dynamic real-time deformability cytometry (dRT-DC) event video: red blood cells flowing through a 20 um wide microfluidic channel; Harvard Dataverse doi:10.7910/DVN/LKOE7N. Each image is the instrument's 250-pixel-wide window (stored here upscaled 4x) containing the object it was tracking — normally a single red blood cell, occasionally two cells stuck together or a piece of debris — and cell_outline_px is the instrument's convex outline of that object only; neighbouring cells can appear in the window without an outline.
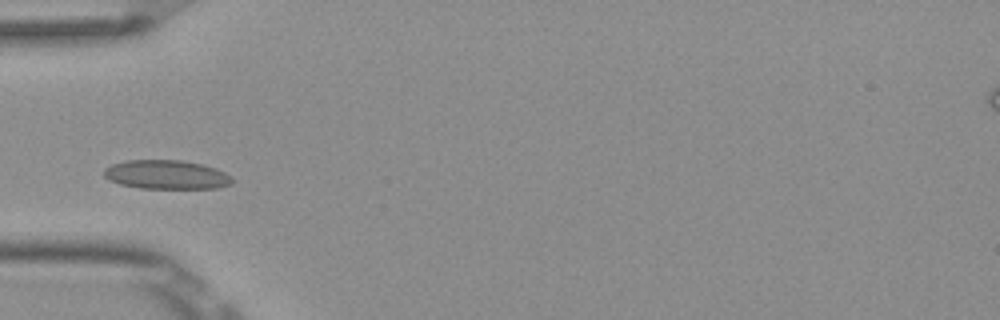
{"species": "Egyptian fruit bat (a non-hibernating species)", "species_latin": "Rousettus aegyptiacus", "temperature_condition": "room temperature", "stored_images_in_passage": 6, "camera_frame_rate_fps": 3000, "um_per_image_px": 0.085, "frame": {"image": 1, "passage_image": 2, "time_ms": 0.333, "image_size_px": [1000, 320], "cell_outline_px": [[232, 184], [216, 188], [140, 188], [120, 184], [108, 180], [104, 176], [104, 168], [112, 164], [128, 160], [184, 160], [204, 164], [216, 168], [232, 176]], "centroid_in_image_um": [14.15, 14.84], "position_along_channel_um": 70.8, "area_um2": 21.79}}
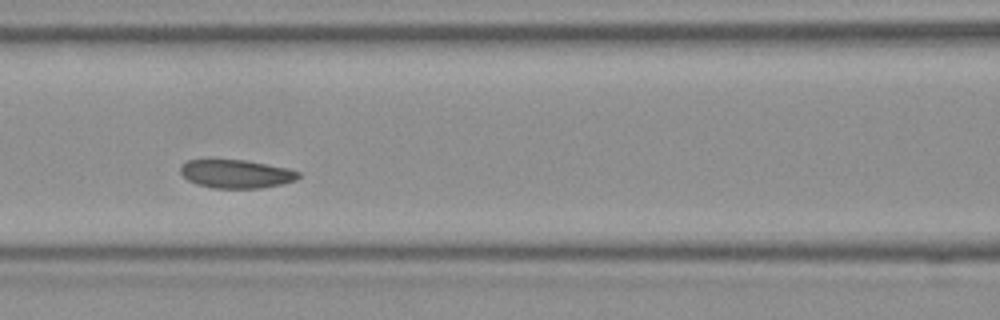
{"frame": {"image": 2, "passage_image": 4, "time_ms": 1.0, "image_size_px": [1000, 320], "cell_outline_px": [[300, 176], [296, 180], [280, 184], [260, 188], [212, 188], [196, 184], [188, 180], [180, 172], [180, 164], [188, 160], [244, 160], [288, 168], [300, 172]], "centroid_in_image_um": [20.06, 14.78], "position_along_channel_um": 146.5, "area_um2": 19.48}}
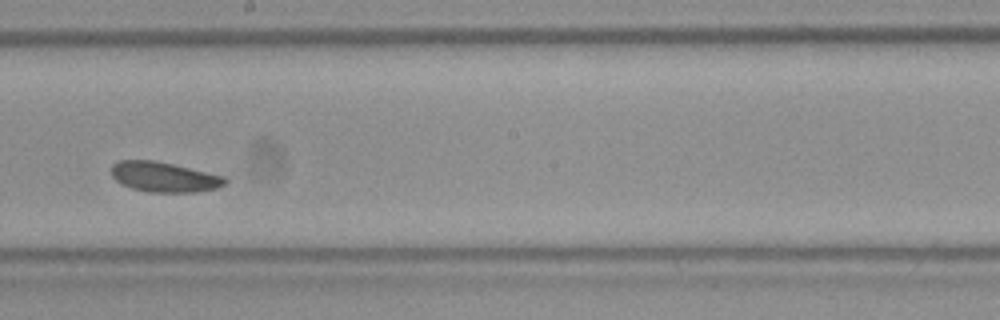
{"frame": {"image": 3, "passage_image": 6, "time_ms": 1.667, "image_size_px": [1000, 320], "cell_outline_px": [[228, 180], [224, 184], [216, 188], [196, 192], [148, 192], [132, 188], [120, 184], [112, 176], [112, 164], [120, 160], [156, 160], [224, 176]], "centroid_in_image_um": [13.93, 15.04], "position_along_channel_um": 234.3, "area_um2": 19.88}}